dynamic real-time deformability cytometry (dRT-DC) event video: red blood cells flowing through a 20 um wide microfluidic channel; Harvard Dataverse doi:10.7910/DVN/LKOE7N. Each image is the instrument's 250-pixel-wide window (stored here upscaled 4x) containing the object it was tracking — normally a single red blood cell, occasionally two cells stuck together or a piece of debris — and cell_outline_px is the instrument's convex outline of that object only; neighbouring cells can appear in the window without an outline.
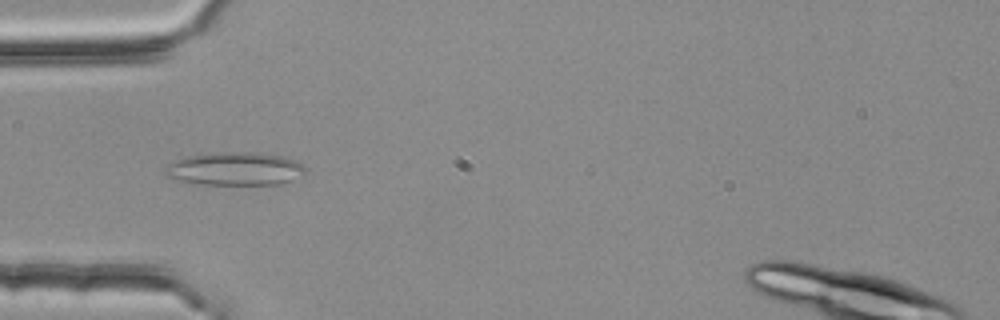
{"species": "common noctule bat (a hibernating species)", "species_latin": "Nyctalus noctula", "temperature_condition": "room temperature", "stored_images_in_passage": 10, "camera_frame_rate_fps": 3000, "um_per_image_px": 0.085, "animal": {"sex": "female", "body_mass_g": 25.1}, "frame": {"image": 1, "passage_image": 4, "time_ms": 1.0, "image_size_px": [1000, 320], "cell_outline_px": [[304, 172], [280, 184], [188, 184], [172, 180], [164, 176], [164, 168], [168, 164], [176, 160], [188, 156], [208, 152], [256, 152], [280, 156], [296, 160], [304, 168]], "centroid_in_image_um": [19.82, 14.35], "position_along_channel_um": 65.2, "area_um2": 27.22}}